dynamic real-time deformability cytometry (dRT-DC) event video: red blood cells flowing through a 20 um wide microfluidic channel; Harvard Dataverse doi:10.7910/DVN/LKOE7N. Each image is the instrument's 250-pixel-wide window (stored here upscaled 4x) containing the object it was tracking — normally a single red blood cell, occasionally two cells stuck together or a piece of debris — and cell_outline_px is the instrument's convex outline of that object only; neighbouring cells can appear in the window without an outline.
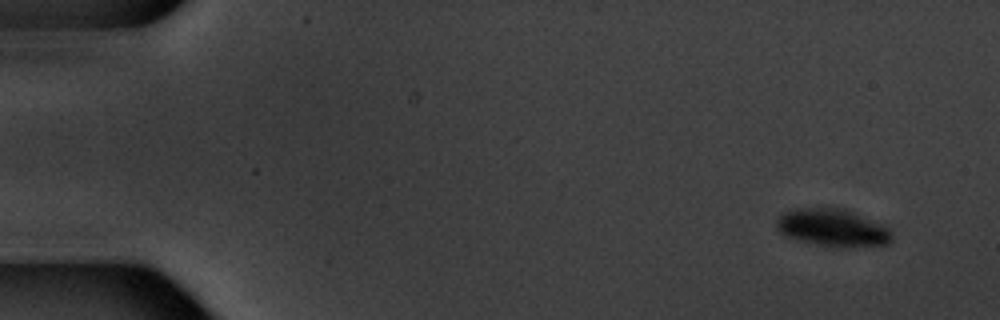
{"species": "common noctule bat (a hibernating species)", "species_latin": "Nyctalus noctula", "temperature_condition": "warm", "stored_images_in_passage": 6, "camera_frame_rate_fps": 3000, "um_per_image_px": 0.085, "animal": {"sex": "male", "body_mass_g": 20.1, "forearm_length_mm": 53.5}, "frame": {"image": 1, "passage_image": 1, "time_ms": 0.0, "image_size_px": [1000, 320], "cell_outline_px": [[892, 240], [888, 244], [820, 244], [788, 236], [780, 232], [776, 228], [776, 216], [784, 212], [804, 208], [844, 208], [880, 224], [888, 228], [892, 232]], "centroid_in_image_um": [70.73, 19.29], "position_along_channel_um": 14.3, "area_um2": 23.81}}
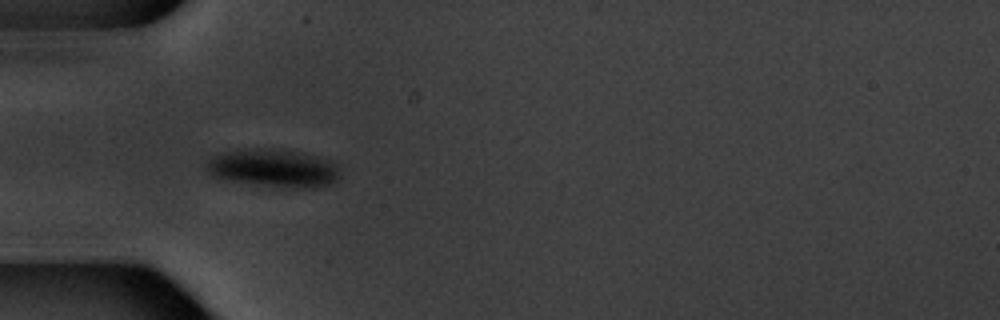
{"frame": {"image": 2, "passage_image": 5, "time_ms": 5.0, "image_size_px": [1000, 320], "cell_outline_px": [[336, 180], [328, 184], [316, 188], [276, 188], [228, 180], [212, 176], [204, 168], [208, 160], [212, 156], [220, 152], [248, 148], [272, 148], [304, 152], [332, 160], [336, 164]], "centroid_in_image_um": [23.19, 14.28], "position_along_channel_um": 61.8, "area_um2": 30.17}}